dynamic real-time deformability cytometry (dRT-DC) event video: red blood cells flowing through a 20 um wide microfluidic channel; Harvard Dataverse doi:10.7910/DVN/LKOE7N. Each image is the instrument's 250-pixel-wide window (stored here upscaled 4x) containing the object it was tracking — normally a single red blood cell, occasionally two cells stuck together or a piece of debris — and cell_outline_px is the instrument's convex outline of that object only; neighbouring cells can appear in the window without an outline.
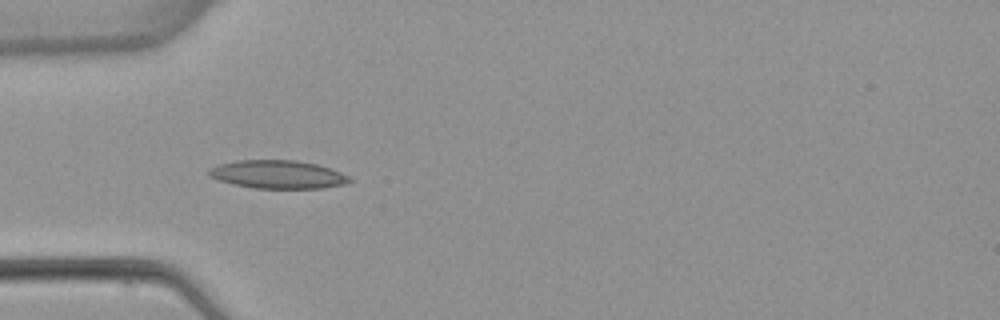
{"species": "common noctule bat (a hibernating species)", "species_latin": "Nyctalus noctula", "temperature_condition": "warm", "stored_images_in_passage": 5, "camera_frame_rate_fps": 3000, "um_per_image_px": 0.085, "animal": {"sex": "female", "body_mass_g": 22.7, "forearm_length_mm": 54.2}, "frame": {"image": 1, "passage_image": 5, "time_ms": 5.0, "image_size_px": [1000, 320], "cell_outline_px": [[352, 180], [344, 184], [324, 188], [252, 188], [232, 184], [208, 176], [208, 168], [220, 164], [236, 160], [296, 160], [316, 164], [340, 172], [348, 176]], "centroid_in_image_um": [23.57, 14.82], "position_along_channel_um": 61.4, "area_um2": 23.06}}